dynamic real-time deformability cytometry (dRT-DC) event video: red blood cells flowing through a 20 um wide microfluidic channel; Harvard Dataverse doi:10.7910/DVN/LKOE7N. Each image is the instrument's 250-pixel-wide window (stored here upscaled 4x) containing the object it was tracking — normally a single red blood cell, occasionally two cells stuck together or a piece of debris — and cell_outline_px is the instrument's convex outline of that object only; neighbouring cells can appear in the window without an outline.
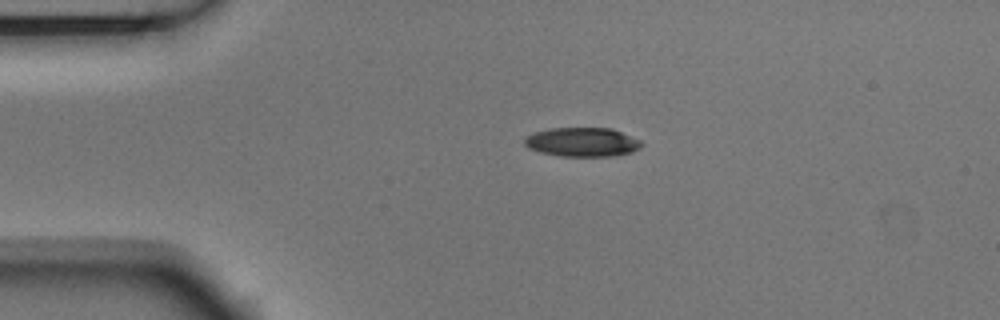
{"species": "Egyptian fruit bat (a non-hibernating species)", "species_latin": "Rousettus aegyptiacus", "temperature_condition": "room temperature", "stored_images_in_passage": 2, "camera_frame_rate_fps": 3000, "um_per_image_px": 0.085, "animal": {"sex": "male"}, "frame": {"image": 1, "passage_image": 1, "time_ms": 0.0, "image_size_px": [1000, 320], "cell_outline_px": [[644, 144], [640, 148], [632, 152], [612, 156], [560, 156], [540, 152], [528, 148], [524, 144], [524, 140], [532, 132], [548, 128], [612, 128], [640, 140]], "centroid_in_image_um": [49.49, 12.07], "position_along_channel_um": 35.5, "area_um2": 19.94}}